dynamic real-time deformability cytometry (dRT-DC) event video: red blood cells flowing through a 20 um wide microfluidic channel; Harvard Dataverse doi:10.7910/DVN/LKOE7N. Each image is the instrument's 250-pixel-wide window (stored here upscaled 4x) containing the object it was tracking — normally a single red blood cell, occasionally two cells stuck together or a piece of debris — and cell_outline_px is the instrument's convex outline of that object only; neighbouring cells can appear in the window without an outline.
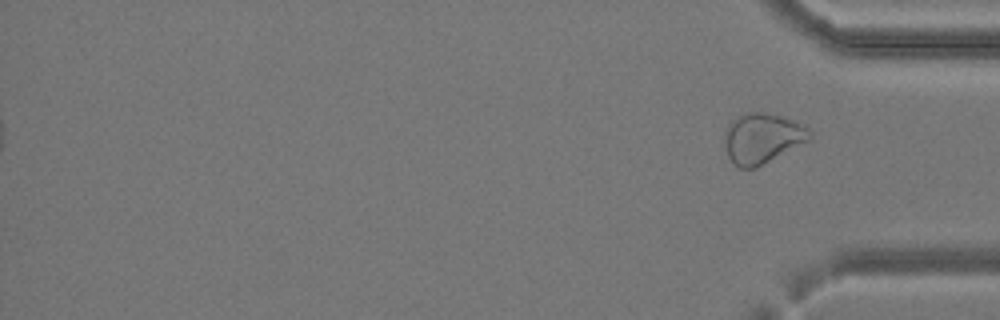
{"species": "common noctule bat (a hibernating species)", "species_latin": "Nyctalus noctula", "temperature_condition": "cold", "stored_images_in_passage": 43, "segment_of_instrument_passage": [2, 2], "camera_frame_rate_fps": 3000, "um_per_image_px": 0.085, "animal": {"sex": "female", "body_mass_g": 24.6, "forearm_length_mm": 56.2}, "frame": {"image": 1, "passage_image": 43, "time_ms": 14.0, "image_size_px": [1000, 320], "cell_outline_px": [[812, 140], [756, 168], [740, 168], [732, 164], [728, 156], [724, 140], [724, 132], [728, 124], [736, 116], [744, 112], [764, 112], [784, 116], [804, 124], [812, 132]], "centroid_in_image_um": [64.82, 11.74], "position_along_channel_um": 370.4, "area_um2": 25.61}}